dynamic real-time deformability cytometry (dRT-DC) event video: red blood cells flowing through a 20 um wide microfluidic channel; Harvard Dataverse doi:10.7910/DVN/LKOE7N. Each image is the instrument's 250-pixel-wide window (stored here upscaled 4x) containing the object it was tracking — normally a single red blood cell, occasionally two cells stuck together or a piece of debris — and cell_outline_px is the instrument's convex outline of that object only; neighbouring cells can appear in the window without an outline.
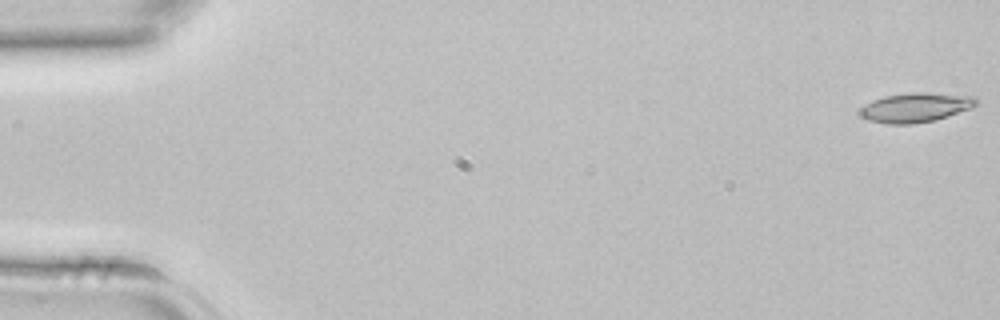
{"species": "common noctule bat (a hibernating species)", "species_latin": "Nyctalus noctula", "temperature_condition": "room temperature", "stored_images_in_passage": 43, "camera_frame_rate_fps": 3000, "um_per_image_px": 0.085, "animal": {"sex": "female", "body_mass_g": 22.7, "forearm_length_mm": 54.2}, "frame": {"image": 1, "passage_image": 1, "time_ms": 0.0, "image_size_px": [1000, 320], "cell_outline_px": [[980, 104], [972, 108], [932, 120], [912, 124], [888, 124], [868, 120], [860, 116], [860, 108], [872, 100], [884, 96], [912, 92], [928, 92], [976, 96], [980, 100]], "centroid_in_image_um": [77.86, 9.12], "position_along_channel_um": 7.1, "area_um2": 20.06}}
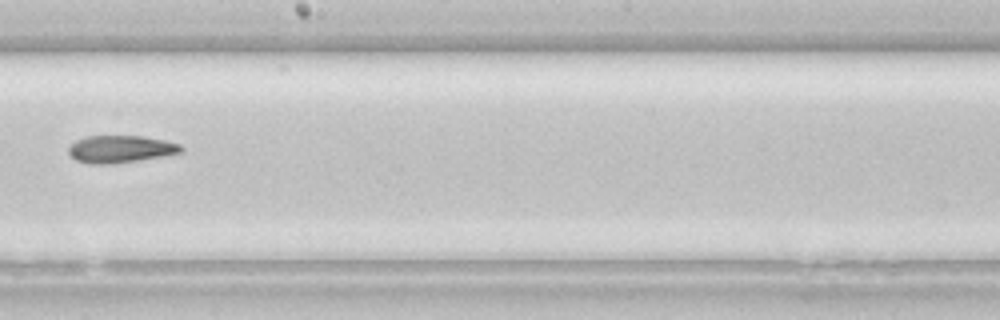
{"frame": {"image": 2, "passage_image": 25, "time_ms": 8.0, "image_size_px": [1000, 320], "cell_outline_px": [[184, 148], [180, 152], [164, 156], [112, 164], [88, 164], [76, 160], [68, 152], [68, 148], [76, 140], [84, 136], [144, 136], [164, 140], [180, 144]], "centroid_in_image_um": [10.23, 12.67], "position_along_channel_um": 238.0, "area_um2": 17.92}}
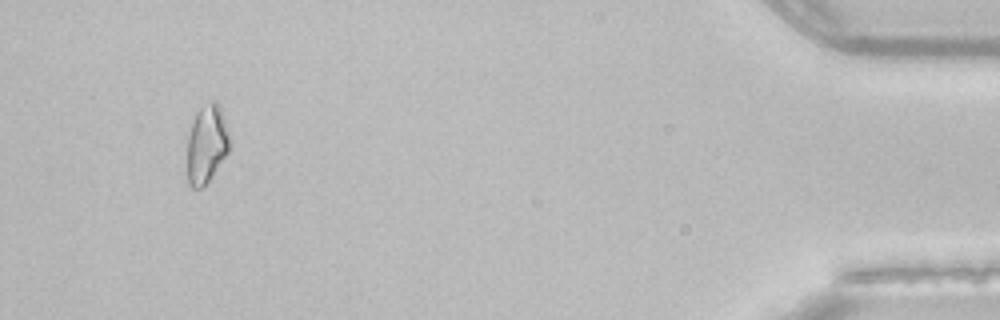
{"frame": {"image": 3, "passage_image": 41, "time_ms": 13.333, "image_size_px": [1000, 320], "cell_outline_px": [[232, 140], [228, 152], [212, 176], [200, 188], [192, 188], [188, 184], [188, 136], [192, 120], [196, 112], [204, 104], [212, 100], [216, 100], [224, 116]], "centroid_in_image_um": [17.59, 12.2], "position_along_channel_um": 417.6, "area_um2": 19.48}}